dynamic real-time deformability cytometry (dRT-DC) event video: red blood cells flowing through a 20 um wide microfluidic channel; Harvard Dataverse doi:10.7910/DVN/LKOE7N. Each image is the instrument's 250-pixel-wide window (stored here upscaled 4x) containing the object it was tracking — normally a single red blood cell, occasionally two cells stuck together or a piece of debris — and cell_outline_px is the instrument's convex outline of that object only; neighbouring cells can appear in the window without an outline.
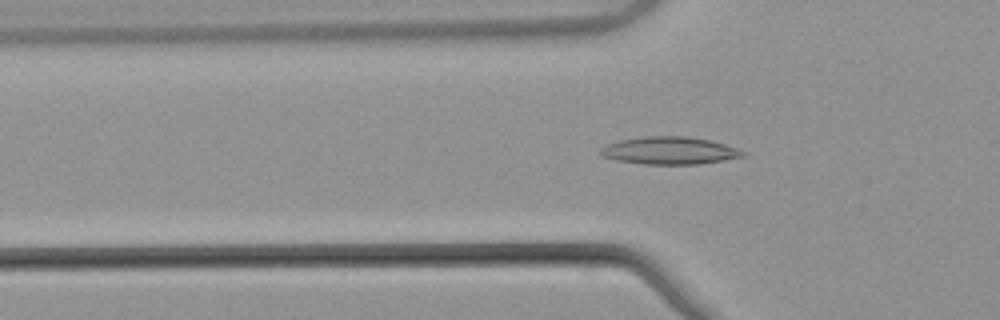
{"species": "common noctule bat (a hibernating species)", "species_latin": "Nyctalus noctula", "temperature_condition": "warm", "stored_images_in_passage": 37, "camera_frame_rate_fps": 3000, "um_per_image_px": 0.085, "animal": {"sex": "male", "body_mass_g": 21.5, "forearm_length_mm": 52.0}, "frame": {"image": 1, "passage_image": 7, "time_ms": 2.0, "image_size_px": [1000, 320], "cell_outline_px": [[744, 156], [724, 160], [700, 164], [644, 164], [616, 160], [600, 156], [600, 148], [604, 144], [620, 140], [644, 136], [688, 136], [712, 140], [736, 148], [744, 152]], "centroid_in_image_um": [56.86, 12.79], "position_along_channel_um": 68.9, "area_um2": 22.95}}
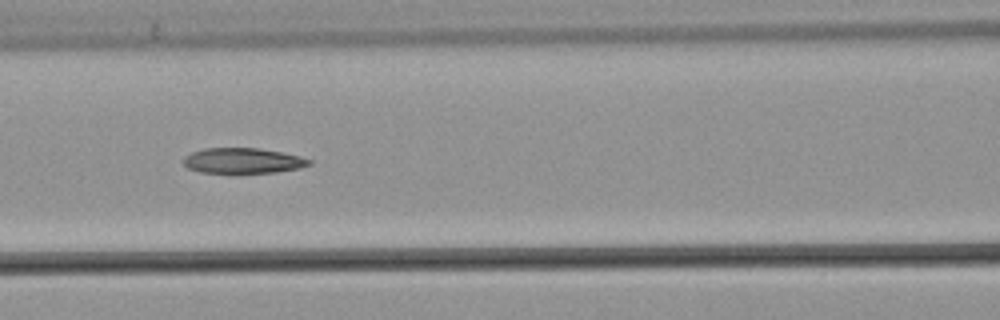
{"frame": {"image": 2, "passage_image": 13, "time_ms": 4.0, "image_size_px": [1000, 320], "cell_outline_px": [[312, 164], [300, 168], [276, 172], [200, 172], [188, 168], [184, 164], [184, 156], [192, 152], [204, 148], [260, 148], [284, 152], [300, 156], [312, 160]], "centroid_in_image_um": [20.68, 13.64], "position_along_channel_um": 145.9, "area_um2": 18.55}}
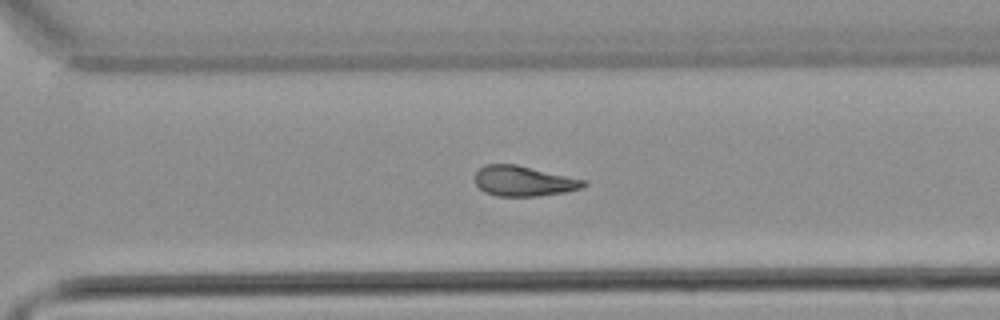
{"frame": {"image": 3, "passage_image": 27, "time_ms": 8.667, "image_size_px": [1000, 320], "cell_outline_px": [[588, 184], [584, 188], [564, 192], [536, 196], [496, 196], [484, 192], [476, 184], [476, 172], [484, 164], [516, 164], [588, 180]], "centroid_in_image_um": [44.55, 15.38], "position_along_channel_um": 326.0, "area_um2": 19.31}, "authors_computed_cell_mechanics": {"area_um2": 19.363, "velocity_mm_per_s": 3.8696, "shape_relaxation_time_tau1_ms": null, "shape_relaxation_time_tau2_ms": 6.7256, "deformation_change_tau1": null, "deformation_change_tau2": 0.1764}}